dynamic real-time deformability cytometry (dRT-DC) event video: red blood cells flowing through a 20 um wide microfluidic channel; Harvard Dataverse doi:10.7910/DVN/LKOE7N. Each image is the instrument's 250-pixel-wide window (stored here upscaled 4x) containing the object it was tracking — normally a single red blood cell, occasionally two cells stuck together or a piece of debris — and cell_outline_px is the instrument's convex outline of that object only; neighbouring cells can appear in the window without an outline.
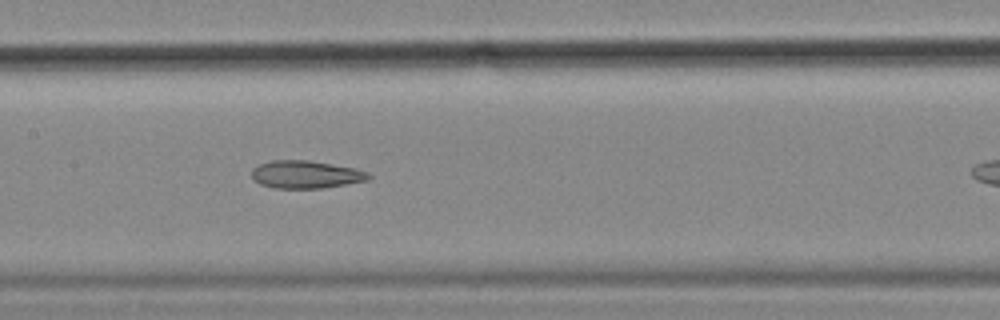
{"species": "common noctule bat (a hibernating species)", "species_latin": "Nyctalus noctula", "temperature_condition": "cold", "stored_images_in_passage": 39, "camera_frame_rate_fps": 3000, "um_per_image_px": 0.085, "animal": {"sex": "female", "body_mass_g": 18.4}, "frame": {"image": 1, "passage_image": 17, "time_ms": 5.333, "image_size_px": [1000, 320], "cell_outline_px": [[372, 176], [368, 180], [324, 188], [272, 188], [260, 184], [252, 176], [252, 168], [260, 164], [272, 160], [308, 160], [356, 168], [368, 172]], "centroid_in_image_um": [26.01, 14.83], "position_along_channel_um": 181.4, "area_um2": 18.9}, "authors_computed_cell_mechanics": {"area_um2": 19.5364, "velocity_mm_per_s": 3.5443, "shape_relaxation_time_tau1_ms": null, "shape_relaxation_time_tau2_ms": 7.4575, "deformation_change_tau1": null, "deformation_change_tau2": 0.1784}}